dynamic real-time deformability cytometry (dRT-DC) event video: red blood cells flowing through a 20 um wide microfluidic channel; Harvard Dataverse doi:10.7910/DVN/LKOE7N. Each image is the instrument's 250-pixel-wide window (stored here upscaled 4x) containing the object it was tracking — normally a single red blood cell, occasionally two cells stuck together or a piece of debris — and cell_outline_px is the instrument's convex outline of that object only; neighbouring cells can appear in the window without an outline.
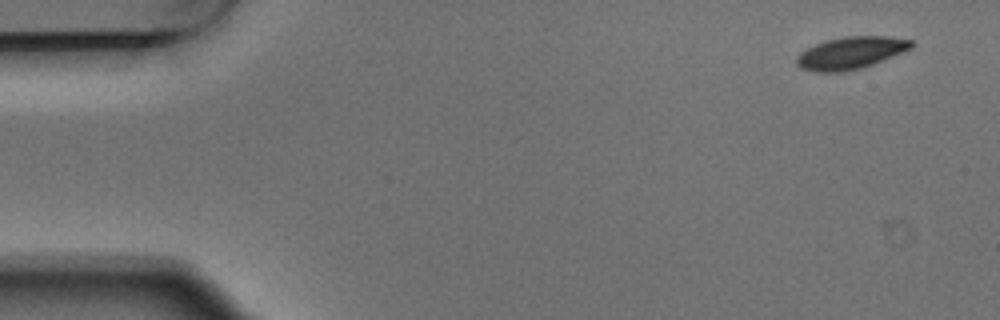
{"species": "Egyptian fruit bat (a non-hibernating species)", "species_latin": "Rousettus aegyptiacus", "temperature_condition": "warm", "stored_images_in_passage": 3, "camera_frame_rate_fps": 3000, "um_per_image_px": 0.085, "animal": {"sex": "male"}, "frame": {"image": 1, "passage_image": 1, "time_ms": 0.0, "image_size_px": [1000, 320], "cell_outline_px": [[912, 48], [872, 64], [860, 68], [844, 72], [816, 72], [800, 68], [796, 64], [796, 56], [800, 52], [816, 44], [828, 40], [844, 36], [888, 36], [912, 40]], "centroid_in_image_um": [72.28, 4.5], "position_along_channel_um": 12.7, "area_um2": 21.39}}